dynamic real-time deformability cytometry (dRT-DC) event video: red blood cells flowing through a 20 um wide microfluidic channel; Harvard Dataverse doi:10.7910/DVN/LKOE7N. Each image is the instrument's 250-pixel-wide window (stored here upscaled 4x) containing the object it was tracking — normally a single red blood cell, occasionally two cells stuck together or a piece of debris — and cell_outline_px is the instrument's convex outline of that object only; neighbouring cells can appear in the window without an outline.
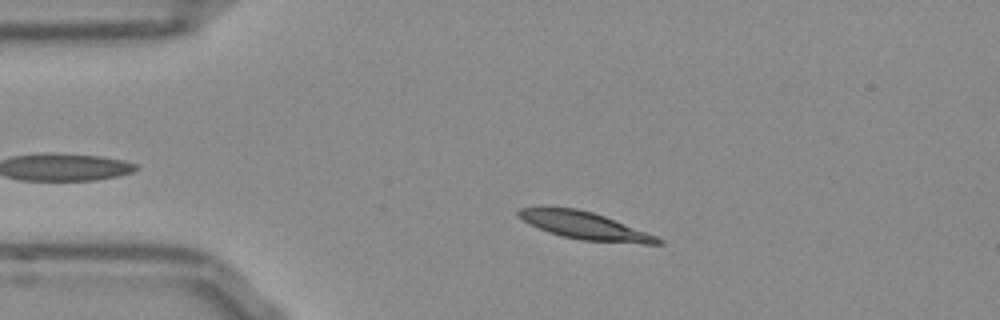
{"species": "Egyptian fruit bat (a non-hibernating species)", "species_latin": "Rousettus aegyptiacus", "temperature_condition": "room temperature", "stored_images_in_passage": 39, "camera_frame_rate_fps": 3000, "um_per_image_px": 0.085, "frame": {"image": 1, "passage_image": 8, "time_ms": 2.333, "image_size_px": [1000, 320], "cell_outline_px": [[664, 244], [644, 244], [580, 240], [560, 236], [548, 232], [516, 216], [516, 212], [520, 208], [576, 208], [592, 212], [604, 216], [656, 236], [664, 240]], "centroid_in_image_um": [49.74, 19.2], "position_along_channel_um": 35.3, "area_um2": 21.91}}
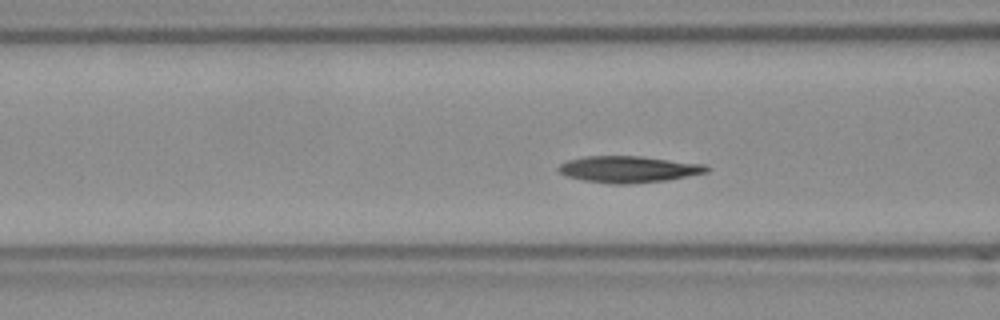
{"frame": {"image": 2, "passage_image": 17, "time_ms": 5.333, "image_size_px": [1000, 320], "cell_outline_px": [[712, 168], [708, 172], [668, 180], [628, 184], [612, 184], [584, 180], [568, 176], [560, 172], [556, 168], [560, 164], [568, 160], [584, 156], [640, 156], [708, 164]], "centroid_in_image_um": [53.49, 14.38], "position_along_channel_um": 113.1, "area_um2": 23.06}}
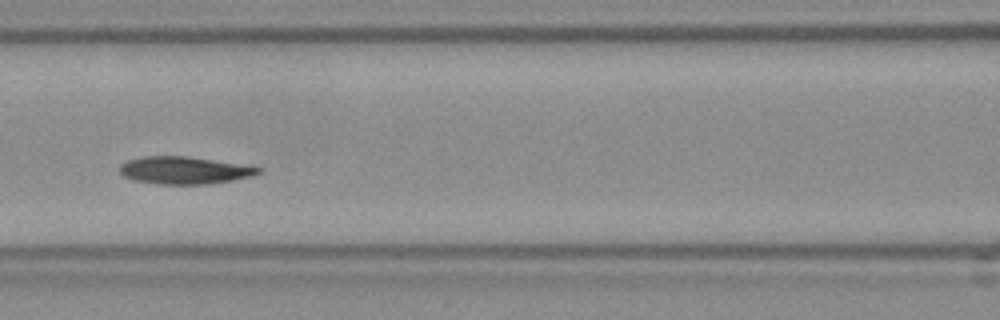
{"frame": {"image": 3, "passage_image": 20, "time_ms": 6.333, "image_size_px": [1000, 320], "cell_outline_px": [[260, 172], [252, 176], [232, 180], [204, 184], [160, 184], [136, 180], [124, 176], [120, 172], [120, 164], [128, 160], [144, 156], [188, 156], [260, 168]], "centroid_in_image_um": [15.61, 14.47], "position_along_channel_um": 151.0, "area_um2": 21.62}, "authors_computed_cell_mechanics": {"area_um2": 22.1374, "velocity_mm_per_s": 3.747, "shape_relaxation_time_tau1_ms": 2.9489, "shape_relaxation_time_tau2_ms": 3.1471, "deformation_change_tau1": 0.1281, "deformation_change_tau2": 0.0719}}